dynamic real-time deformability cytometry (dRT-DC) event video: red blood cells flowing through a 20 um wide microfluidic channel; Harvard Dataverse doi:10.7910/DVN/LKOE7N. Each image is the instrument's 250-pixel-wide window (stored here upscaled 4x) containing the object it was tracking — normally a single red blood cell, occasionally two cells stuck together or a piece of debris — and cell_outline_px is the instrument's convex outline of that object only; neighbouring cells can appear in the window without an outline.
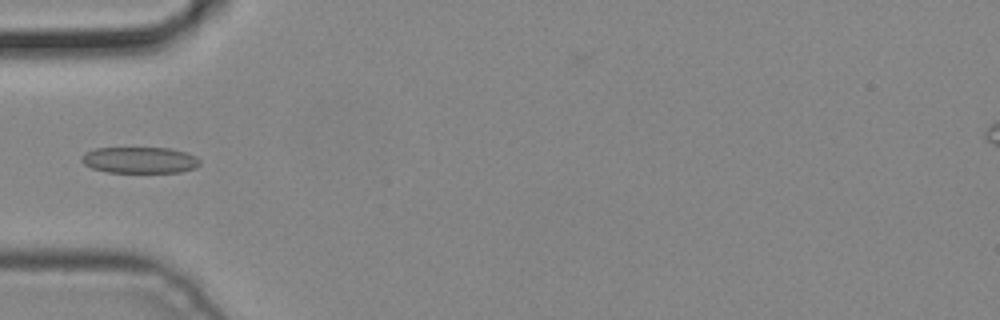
{"species": "common noctule bat (a hibernating species)", "species_latin": "Nyctalus noctula", "temperature_condition": "cold", "stored_images_in_passage": 4, "camera_frame_rate_fps": 3000, "um_per_image_px": 0.085, "animal": {"sex": "male", "body_mass_g": 19.2, "forearm_length_mm": 51.8}, "frame": {"image": 1, "passage_image": 4, "time_ms": 1.0, "image_size_px": [1000, 320], "cell_outline_px": [[200, 164], [196, 168], [180, 172], [108, 172], [92, 168], [84, 164], [80, 160], [80, 156], [84, 152], [96, 148], [168, 148], [184, 152], [196, 156], [200, 160]], "centroid_in_image_um": [11.85, 13.6], "position_along_channel_um": 73.1, "area_um2": 18.15}}